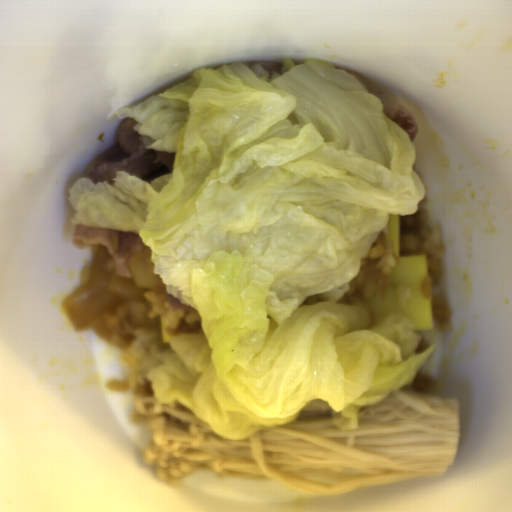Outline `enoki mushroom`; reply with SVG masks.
<instances>
[{"instance_id": "cea9216a", "label": "enoki mushroom", "mask_w": 512, "mask_h": 512, "mask_svg": "<svg viewBox=\"0 0 512 512\" xmlns=\"http://www.w3.org/2000/svg\"><path fill=\"white\" fill-rule=\"evenodd\" d=\"M153 439L143 463L177 486L201 469L269 480L293 492L334 494L402 480L439 477L457 455L460 401L397 388L361 407L357 427L337 429L328 413L231 439L177 400L135 397Z\"/></svg>"}]
</instances>
